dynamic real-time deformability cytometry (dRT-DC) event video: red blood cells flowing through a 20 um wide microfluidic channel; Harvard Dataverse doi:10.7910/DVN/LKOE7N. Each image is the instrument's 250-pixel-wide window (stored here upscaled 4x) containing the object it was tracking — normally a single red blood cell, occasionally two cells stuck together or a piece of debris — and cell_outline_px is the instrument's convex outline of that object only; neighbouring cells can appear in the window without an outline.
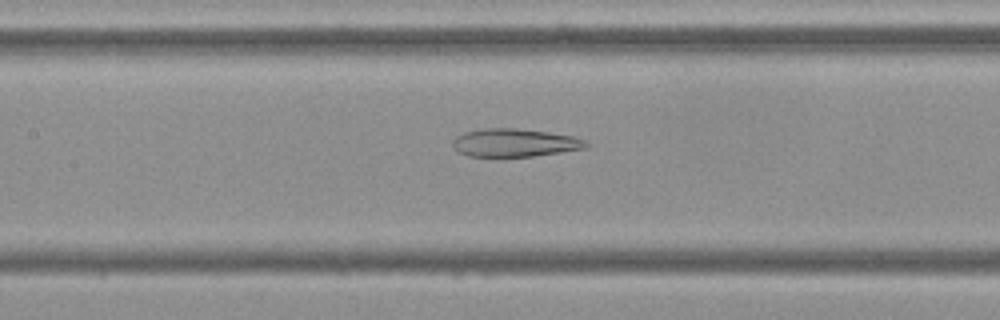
{"species": "Egyptian fruit bat (a non-hibernating species)", "species_latin": "Rousettus aegyptiacus", "temperature_condition": "cold", "stored_images_in_passage": 46, "camera_frame_rate_fps": 3000, "um_per_image_px": 0.085, "frame": {"image": 1, "passage_image": 17, "time_ms": 5.333, "image_size_px": [1000, 320], "cell_outline_px": [[592, 144], [588, 148], [532, 156], [468, 156], [452, 148], [452, 140], [456, 136], [464, 132], [484, 128], [516, 128], [548, 132], [576, 136]], "centroid_in_image_um": [43.77, 12.12], "position_along_channel_um": 163.6, "area_um2": 21.96}}
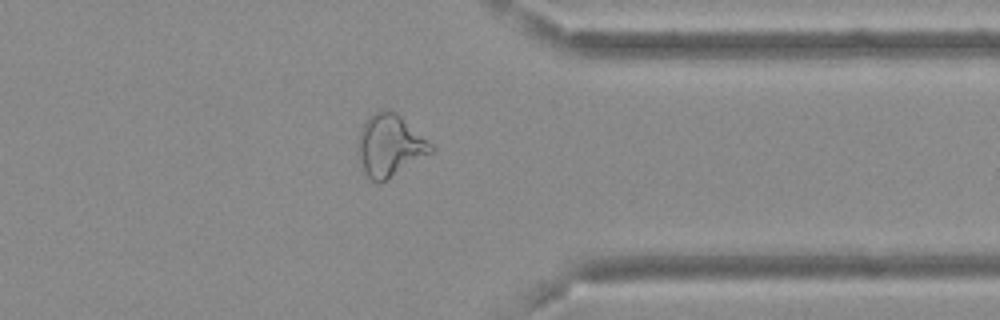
{"frame": {"image": 2, "passage_image": 35, "time_ms": 11.333, "image_size_px": [1000, 320], "cell_outline_px": [[436, 152], [380, 184], [376, 184], [364, 172], [356, 152], [356, 144], [360, 132], [368, 116], [380, 108], [388, 108], [396, 112], [432, 144], [436, 148]], "centroid_in_image_um": [33.14, 12.38], "position_along_channel_um": 378.3, "area_um2": 27.11}}
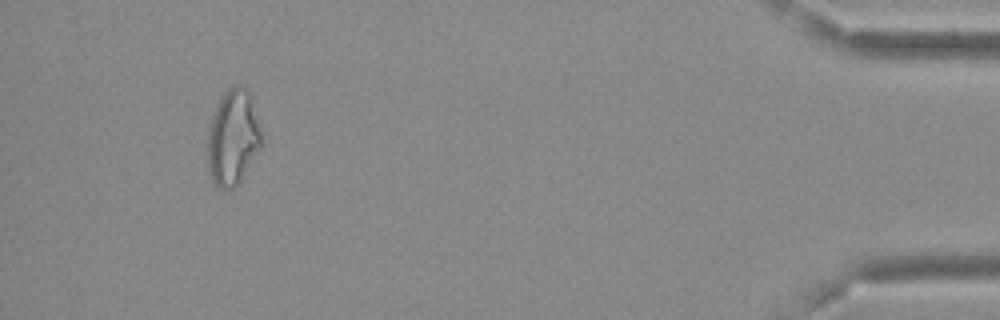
{"frame": {"image": 3, "passage_image": 43, "time_ms": 14.0, "image_size_px": [1000, 320], "cell_outline_px": [[260, 148], [240, 180], [232, 188], [216, 188], [212, 180], [208, 168], [208, 132], [212, 116], [220, 96], [232, 84], [244, 84], [248, 88], [252, 100], [260, 132]], "centroid_in_image_um": [19.77, 11.63], "position_along_channel_um": 415.4, "area_um2": 29.71}, "authors_computed_cell_mechanics": {"area_um2": 26.3568, "velocity_mm_per_s": 3.6975, "shape_relaxation_time_tau1_ms": null, "shape_relaxation_time_tau2_ms": 3.5203, "deformation_change_tau1": null, "deformation_change_tau2": 0.1392}}